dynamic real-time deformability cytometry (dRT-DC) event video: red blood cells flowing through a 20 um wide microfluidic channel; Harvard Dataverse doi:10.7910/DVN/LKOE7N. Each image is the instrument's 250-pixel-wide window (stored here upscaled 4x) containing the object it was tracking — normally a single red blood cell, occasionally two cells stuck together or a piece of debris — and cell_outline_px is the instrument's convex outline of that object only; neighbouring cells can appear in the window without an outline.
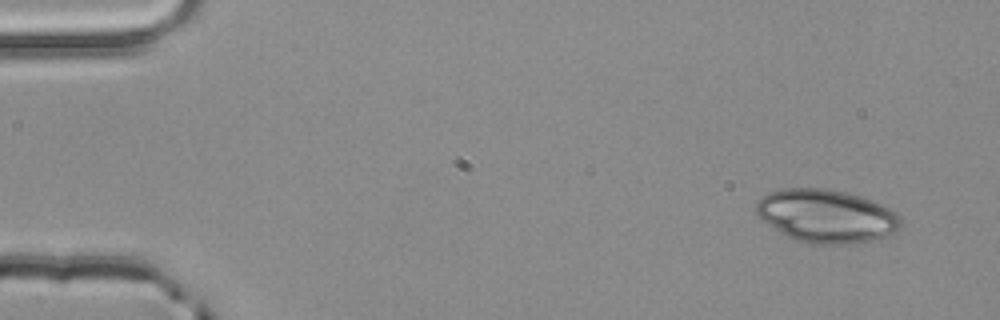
{"species": "common noctule bat (a hibernating species)", "species_latin": "Nyctalus noctula", "temperature_condition": "room temperature", "stored_images_in_passage": 3, "camera_frame_rate_fps": 3000, "um_per_image_px": 0.085, "animal": {"sex": "male", "body_mass_g": 20.4}, "frame": {"image": 1, "passage_image": 1, "time_ms": 0.0, "image_size_px": [1000, 320], "cell_outline_px": [[904, 220], [900, 228], [896, 232], [888, 236], [872, 240], [848, 244], [812, 244], [796, 240], [780, 232], [760, 220], [756, 212], [756, 204], [768, 192], [784, 188], [824, 188], [848, 192], [872, 200], [896, 212]], "centroid_in_image_um": [70.27, 18.36], "position_along_channel_um": 14.7, "area_um2": 45.14}}